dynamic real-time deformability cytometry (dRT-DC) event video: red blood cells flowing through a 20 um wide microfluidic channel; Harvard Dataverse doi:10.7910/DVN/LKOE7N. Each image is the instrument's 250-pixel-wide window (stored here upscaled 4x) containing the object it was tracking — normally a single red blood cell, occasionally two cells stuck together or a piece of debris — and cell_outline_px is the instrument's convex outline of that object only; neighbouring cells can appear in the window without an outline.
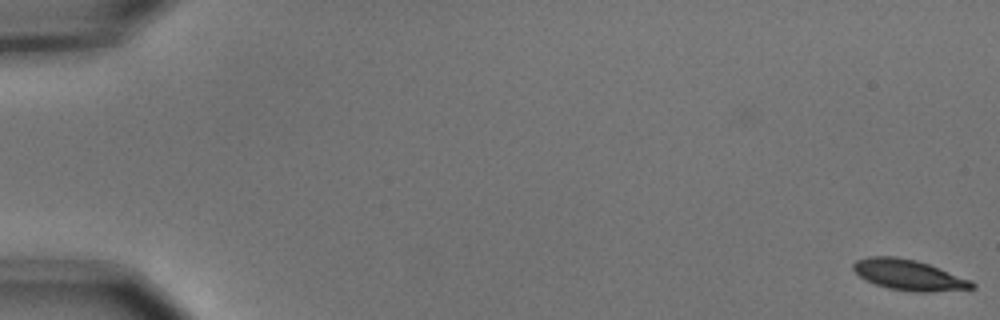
{"species": "common noctule bat (a hibernating species)", "species_latin": "Nyctalus noctula", "temperature_condition": "cold", "stored_images_in_passage": 5, "camera_frame_rate_fps": 3000, "um_per_image_px": 0.085, "animal": {"sex": "male", "body_mass_g": 15.6}, "frame": {"image": 1, "passage_image": 1, "time_ms": 0.0, "image_size_px": [1000, 320], "cell_outline_px": [[976, 288], [932, 292], [912, 292], [888, 288], [876, 284], [860, 276], [852, 268], [852, 264], [856, 260], [868, 256], [896, 256], [916, 260], [928, 264], [972, 280], [976, 284]], "centroid_in_image_um": [77.27, 23.37], "position_along_channel_um": 7.7, "area_um2": 21.21}}
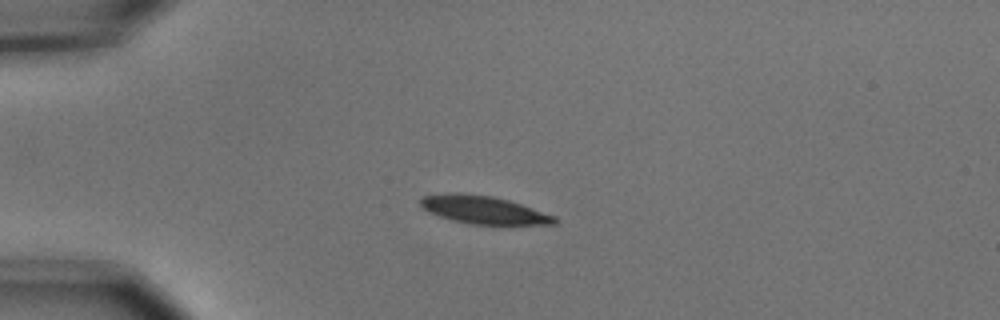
{"frame": {"image": 2, "passage_image": 4, "time_ms": 1.0, "image_size_px": [1000, 320], "cell_outline_px": [[560, 220], [556, 224], [472, 224], [452, 220], [428, 212], [420, 204], [420, 200], [424, 196], [456, 192], [460, 192], [492, 196], [508, 200], [556, 216]], "centroid_in_image_um": [41.12, 17.83], "position_along_channel_um": 43.9, "area_um2": 21.62}}